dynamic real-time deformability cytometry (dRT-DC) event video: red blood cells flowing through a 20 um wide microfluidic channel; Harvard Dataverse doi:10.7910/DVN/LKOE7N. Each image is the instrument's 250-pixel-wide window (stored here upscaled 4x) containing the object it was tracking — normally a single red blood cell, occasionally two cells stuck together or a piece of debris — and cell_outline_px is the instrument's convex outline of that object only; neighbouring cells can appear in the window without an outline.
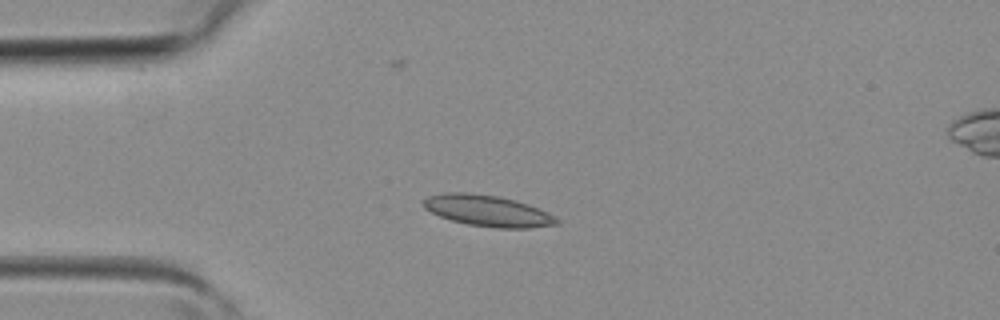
{"species": "common noctule bat (a hibernating species)", "species_latin": "Nyctalus noctula", "temperature_condition": "room temperature", "stored_images_in_passage": 4, "camera_frame_rate_fps": 3000, "um_per_image_px": 0.085, "animal": {"sex": "female", "body_mass_g": 19.3, "forearm_length_mm": 54.1}, "frame": {"image": 1, "passage_image": 3, "time_ms": 0.667, "image_size_px": [1000, 320], "cell_outline_px": [[560, 224], [528, 228], [496, 228], [468, 224], [452, 220], [440, 216], [424, 208], [420, 204], [420, 200], [428, 196], [440, 192], [468, 192], [500, 196], [516, 200], [528, 204], [548, 212], [560, 220]], "centroid_in_image_um": [41.42, 17.9], "position_along_channel_um": 43.6, "area_um2": 24.57}}